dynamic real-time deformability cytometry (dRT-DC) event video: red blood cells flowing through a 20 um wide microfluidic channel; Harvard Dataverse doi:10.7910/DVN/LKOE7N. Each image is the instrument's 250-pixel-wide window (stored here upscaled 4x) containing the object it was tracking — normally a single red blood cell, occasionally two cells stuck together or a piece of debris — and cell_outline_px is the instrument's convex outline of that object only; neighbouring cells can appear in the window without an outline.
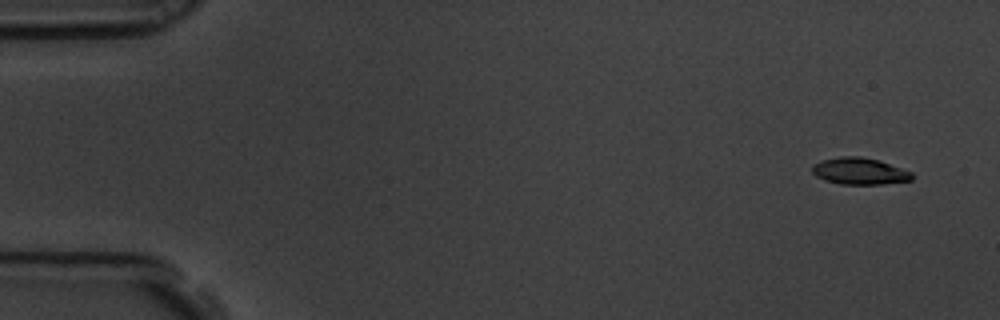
{"species": "common noctule bat (a hibernating species)", "species_latin": "Nyctalus noctula", "temperature_condition": "room temperature", "stored_images_in_passage": 5, "camera_frame_rate_fps": 3000, "um_per_image_px": 0.085, "animal": {"sex": "male", "body_mass_g": 19.5, "forearm_length_mm": 54.6}, "frame": {"image": 1, "passage_image": 1, "time_ms": 0.0, "image_size_px": [1000, 320], "cell_outline_px": [[912, 180], [884, 184], [840, 184], [824, 180], [816, 176], [812, 172], [812, 168], [820, 160], [840, 156], [860, 156], [876, 160], [912, 172]], "centroid_in_image_um": [73.03, 14.55], "position_along_channel_um": 12.0, "area_um2": 15.37}}
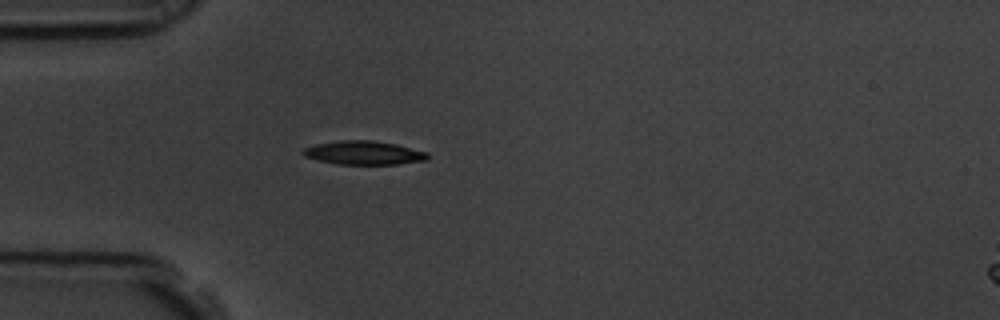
{"frame": {"image": 2, "passage_image": 5, "time_ms": 1.333, "image_size_px": [1000, 320], "cell_outline_px": [[428, 160], [396, 164], [336, 164], [316, 160], [304, 156], [300, 152], [304, 148], [316, 144], [340, 140], [372, 140], [396, 144], [428, 152]], "centroid_in_image_um": [30.9, 12.99], "position_along_channel_um": 54.1, "area_um2": 17.28}}